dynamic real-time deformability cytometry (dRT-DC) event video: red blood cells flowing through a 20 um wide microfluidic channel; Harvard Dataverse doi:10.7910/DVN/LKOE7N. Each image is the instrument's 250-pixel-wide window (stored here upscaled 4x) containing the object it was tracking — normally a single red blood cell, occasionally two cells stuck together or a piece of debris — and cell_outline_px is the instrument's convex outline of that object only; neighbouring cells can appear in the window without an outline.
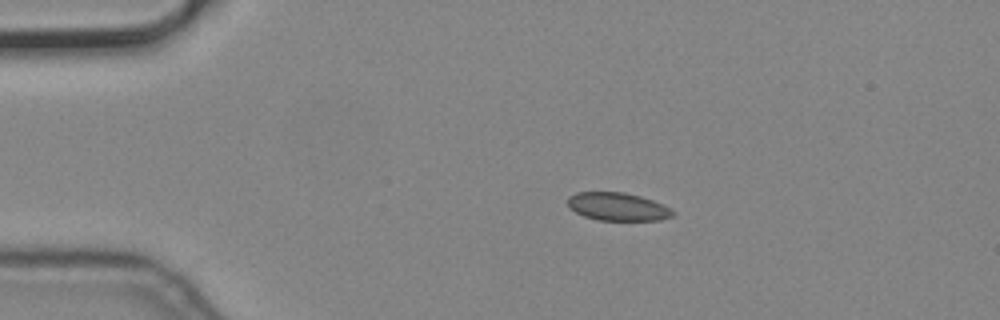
{"species": "common noctule bat (a hibernating species)", "species_latin": "Nyctalus noctula", "temperature_condition": "cold", "stored_images_in_passage": 5, "camera_frame_rate_fps": 3000, "um_per_image_px": 0.085, "animal": {"sex": "male", "body_mass_g": 19.2, "forearm_length_mm": 51.8}, "frame": {"image": 1, "passage_image": 1, "time_ms": 0.0, "image_size_px": [1000, 320], "cell_outline_px": [[676, 212], [672, 216], [660, 220], [596, 220], [584, 216], [568, 208], [568, 196], [576, 192], [624, 192], [640, 196], [664, 204], [672, 208]], "centroid_in_image_um": [52.51, 17.56], "position_along_channel_um": 32.5, "area_um2": 17.34}}
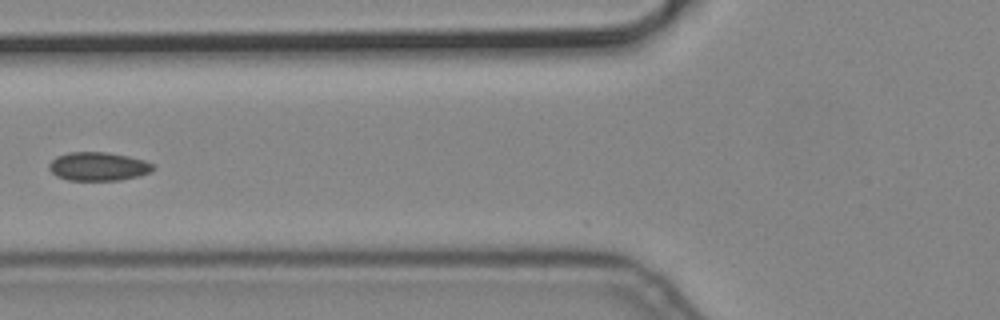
{"frame": {"image": 2, "passage_image": 4, "time_ms": 1.0, "image_size_px": [1000, 320], "cell_outline_px": [[156, 168], [152, 172], [140, 176], [120, 180], [68, 180], [56, 176], [48, 168], [48, 164], [56, 156], [68, 152], [108, 152], [128, 156], [144, 160], [156, 164]], "centroid_in_image_um": [8.39, 14.14], "position_along_channel_um": 117.4, "area_um2": 17.63}}
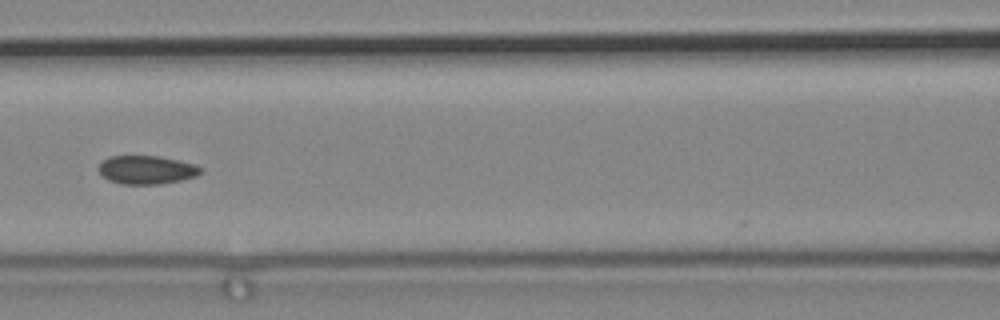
{"frame": {"image": 3, "passage_image": 5, "time_ms": 1.333, "image_size_px": [1000, 320], "cell_outline_px": [[204, 168], [196, 176], [180, 180], [160, 184], [120, 184], [108, 180], [100, 172], [100, 164], [108, 156], [160, 156], [196, 164]], "centroid_in_image_um": [12.49, 14.43], "position_along_channel_um": 154.1, "area_um2": 16.88}}